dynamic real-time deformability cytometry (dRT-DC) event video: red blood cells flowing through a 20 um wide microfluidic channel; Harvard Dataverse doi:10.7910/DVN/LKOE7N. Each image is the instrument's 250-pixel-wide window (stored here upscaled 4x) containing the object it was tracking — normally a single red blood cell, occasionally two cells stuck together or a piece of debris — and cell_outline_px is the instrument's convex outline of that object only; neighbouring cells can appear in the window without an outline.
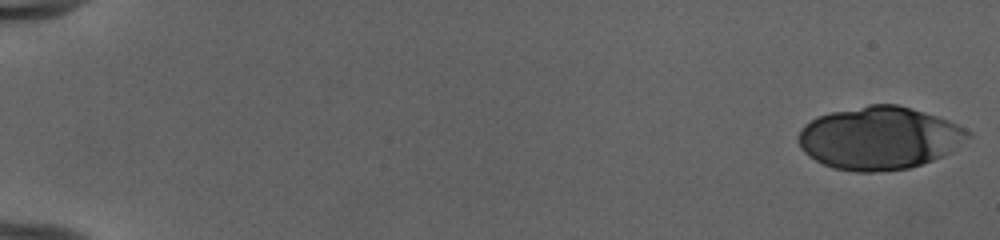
{"species": "human", "species_latin": "Homo sapiens", "temperature_condition": "cold", "stored_images_in_passage": 23, "camera_frame_rate_fps": 3000, "um_per_image_px": 0.085, "donor": {"sex": "female"}, "frame": {"image": 1, "passage_image": 1, "time_ms": 0.0, "image_size_px": [1000, 240], "cell_outline_px": [[972, 136], [952, 152], [932, 160], [908, 168], [872, 172], [856, 172], [832, 168], [808, 156], [800, 148], [796, 136], [800, 128], [804, 124], [816, 116], [828, 112], [868, 104], [896, 104], [912, 108], [948, 120], [972, 132]], "centroid_in_image_um": [74.71, 11.72], "position_along_channel_um": 10.3, "area_um2": 62.6}}
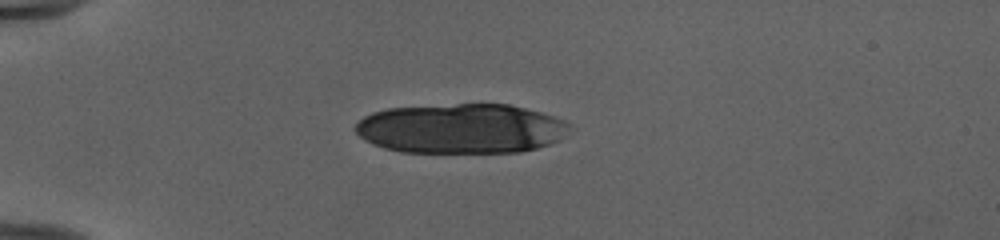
{"frame": {"image": 2, "passage_image": 15, "time_ms": 4.667, "image_size_px": [1000, 240], "cell_outline_px": [[572, 124], [560, 140], [536, 148], [520, 152], [400, 152], [384, 148], [372, 144], [364, 140], [352, 128], [364, 116], [372, 112], [388, 108], [456, 104], [508, 104], [540, 112], [564, 120]], "centroid_in_image_um": [39.16, 10.93], "position_along_channel_um": 45.8, "area_um2": 62.19}}